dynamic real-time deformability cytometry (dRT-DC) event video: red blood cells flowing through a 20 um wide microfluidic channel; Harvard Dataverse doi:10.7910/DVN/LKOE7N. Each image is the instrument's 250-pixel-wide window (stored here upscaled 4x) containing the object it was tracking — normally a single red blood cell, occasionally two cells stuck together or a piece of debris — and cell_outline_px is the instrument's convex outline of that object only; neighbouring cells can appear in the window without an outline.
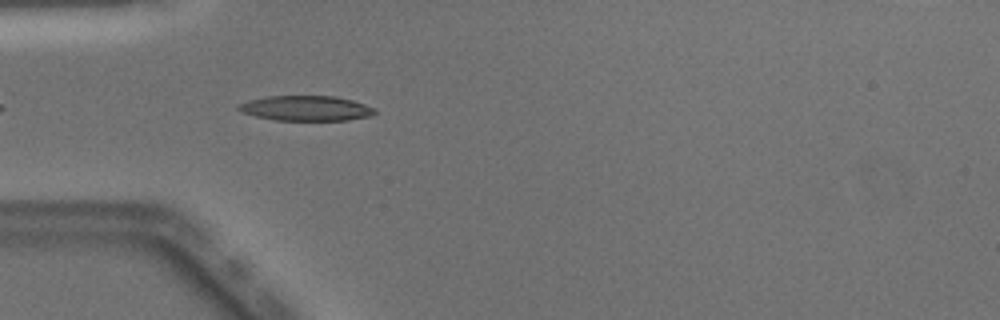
{"species": "Egyptian fruit bat (a non-hibernating species)", "species_latin": "Rousettus aegyptiacus", "temperature_condition": "warm", "stored_images_in_passage": 25, "camera_frame_rate_fps": 3000, "um_per_image_px": 0.085, "animal": {"sex": "male"}, "frame": {"image": 1, "passage_image": 4, "time_ms": 1.0, "image_size_px": [1000, 320], "cell_outline_px": [[376, 112], [372, 116], [348, 120], [276, 120], [256, 116], [244, 112], [236, 108], [236, 104], [248, 100], [268, 96], [336, 96], [352, 100], [376, 108]], "centroid_in_image_um": [26.03, 9.2], "position_along_channel_um": 59.0, "area_um2": 19.94}}